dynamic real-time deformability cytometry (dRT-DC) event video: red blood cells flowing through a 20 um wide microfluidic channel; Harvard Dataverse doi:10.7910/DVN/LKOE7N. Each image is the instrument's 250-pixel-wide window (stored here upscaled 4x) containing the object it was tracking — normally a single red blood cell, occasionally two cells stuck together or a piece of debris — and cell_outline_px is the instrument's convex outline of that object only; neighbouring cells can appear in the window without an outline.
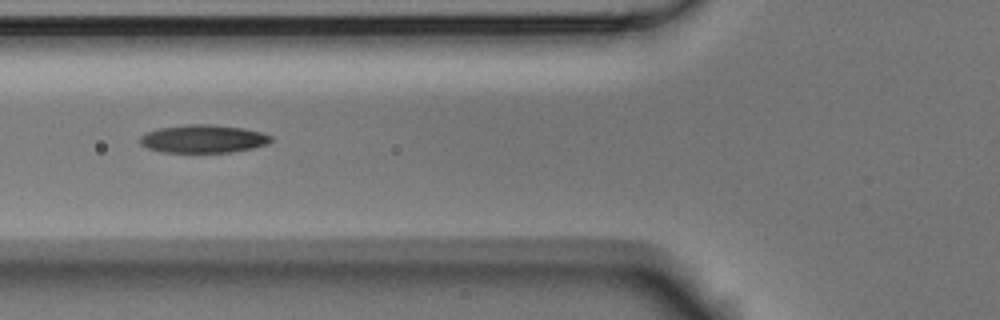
{"species": "Egyptian fruit bat (a non-hibernating species)", "species_latin": "Rousettus aegyptiacus", "temperature_condition": "room temperature", "stored_images_in_passage": 6, "camera_frame_rate_fps": 3000, "um_per_image_px": 0.085, "animal": {"sex": "male"}, "frame": {"image": 1, "passage_image": 4, "time_ms": 1.0, "image_size_px": [1000, 320], "cell_outline_px": [[272, 140], [268, 144], [252, 148], [228, 152], [160, 152], [148, 148], [140, 144], [140, 136], [148, 132], [160, 128], [188, 124], [212, 124], [244, 128], [260, 132], [272, 136]], "centroid_in_image_um": [17.28, 11.8], "position_along_channel_um": 108.5, "area_um2": 21.33}}
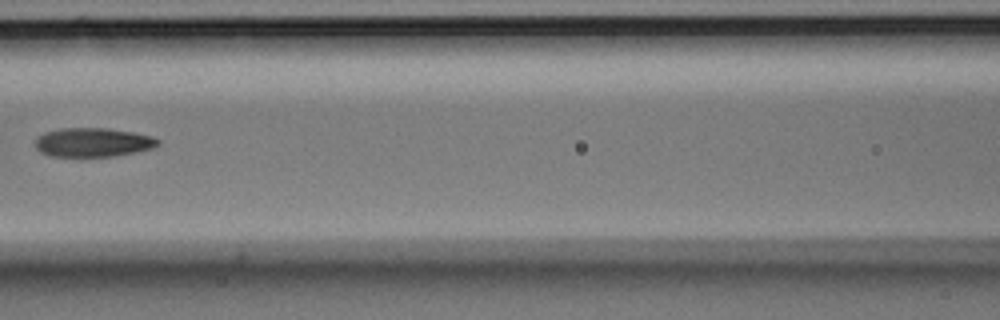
{"frame": {"image": 2, "passage_image": 5, "time_ms": 1.333, "image_size_px": [1000, 320], "cell_outline_px": [[160, 144], [152, 148], [136, 152], [116, 156], [52, 156], [40, 152], [36, 148], [36, 136], [44, 132], [60, 128], [108, 128], [132, 132], [152, 136], [160, 140]], "centroid_in_image_um": [7.9, 12.09], "position_along_channel_um": 158.7, "area_um2": 20.81}}
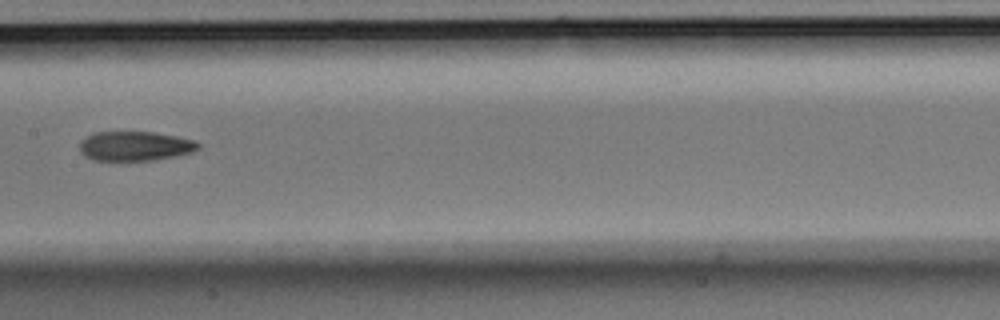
{"frame": {"image": 3, "passage_image": 6, "time_ms": 1.667, "image_size_px": [1000, 320], "cell_outline_px": [[200, 148], [192, 152], [176, 156], [152, 160], [96, 160], [80, 152], [80, 140], [96, 132], [152, 132], [176, 136], [196, 140], [200, 144]], "centroid_in_image_um": [11.52, 12.41], "position_along_channel_um": 195.9, "area_um2": 20.23}}